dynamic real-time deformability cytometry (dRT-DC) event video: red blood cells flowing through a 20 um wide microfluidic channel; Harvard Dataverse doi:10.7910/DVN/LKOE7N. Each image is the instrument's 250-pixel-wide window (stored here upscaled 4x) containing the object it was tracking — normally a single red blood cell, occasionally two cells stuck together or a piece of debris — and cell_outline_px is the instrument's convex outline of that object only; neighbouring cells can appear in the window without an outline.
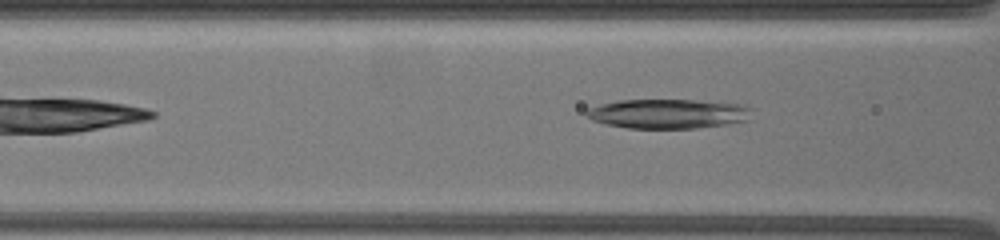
{"species": "common noctule bat (a hibernating species)", "species_latin": "Nyctalus noctula", "temperature_condition": "warm", "stored_images_in_passage": 37, "camera_frame_rate_fps": 3000, "um_per_image_px": 0.085, "animal": {"sex": "female", "body_mass_g": 19.5, "forearm_length_mm": 54.1}, "frame": {"image": 1, "passage_image": 11, "time_ms": 3.333, "image_size_px": [1000, 240], "cell_outline_px": [[752, 108], [748, 120], [728, 124], [700, 128], [628, 128], [604, 124], [592, 120], [584, 112], [588, 108], [600, 104], [620, 100], [692, 100], [744, 104]], "centroid_in_image_um": [56.79, 9.67], "position_along_channel_um": 109.8, "area_um2": 28.55}}
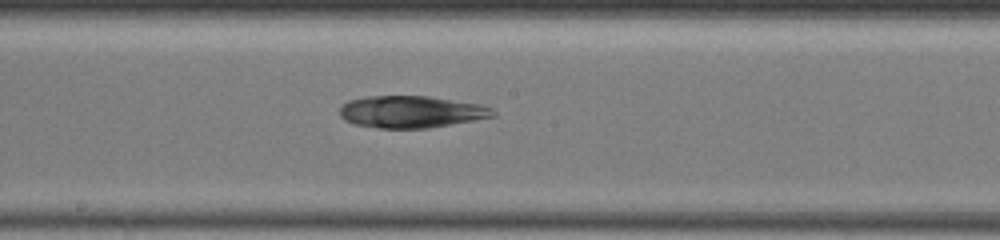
{"frame": {"image": 2, "passage_image": 19, "time_ms": 6.333, "image_size_px": [1000, 240], "cell_outline_px": [[496, 116], [428, 128], [380, 128], [356, 124], [344, 120], [340, 116], [340, 108], [348, 100], [368, 96], [428, 96], [480, 104], [492, 108], [496, 112]], "centroid_in_image_um": [34.96, 9.5], "position_along_channel_um": 213.2, "area_um2": 28.44}}
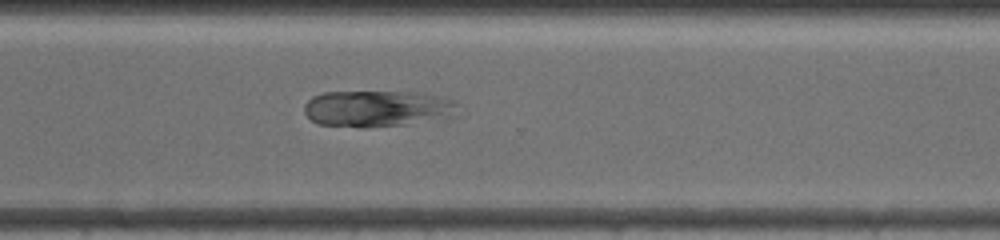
{"frame": {"image": 3, "passage_image": 30, "time_ms": 10.0, "image_size_px": [1000, 240], "cell_outline_px": [[460, 116], [404, 124], [320, 124], [312, 120], [304, 112], [304, 104], [312, 96], [324, 92], [404, 92], [436, 96], [452, 100], [460, 104]], "centroid_in_image_um": [32.16, 9.18], "position_along_channel_um": 338.4, "area_um2": 31.5}}